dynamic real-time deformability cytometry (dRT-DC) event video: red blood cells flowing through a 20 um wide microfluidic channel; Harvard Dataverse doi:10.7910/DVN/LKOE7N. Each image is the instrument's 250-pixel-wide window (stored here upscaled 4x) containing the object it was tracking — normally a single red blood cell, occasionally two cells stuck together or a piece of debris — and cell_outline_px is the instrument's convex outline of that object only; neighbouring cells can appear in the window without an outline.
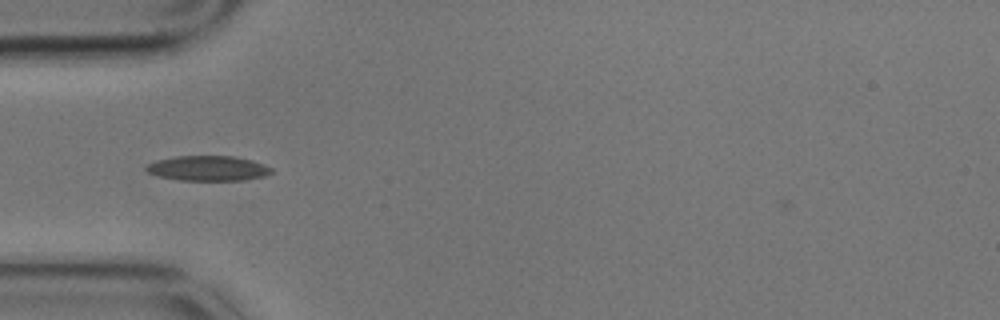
{"species": "common noctule bat (a hibernating species)", "species_latin": "Nyctalus noctula", "temperature_condition": "cold", "stored_images_in_passage": 6, "camera_frame_rate_fps": 3000, "um_per_image_px": 0.085, "animal": {"sex": "male", "body_mass_g": 17.9}, "frame": {"image": 1, "passage_image": 1, "time_ms": 0.0, "image_size_px": [1000, 320], "cell_outline_px": [[272, 172], [264, 176], [244, 180], [180, 180], [156, 176], [148, 172], [144, 168], [148, 164], [156, 160], [176, 156], [232, 156], [252, 160], [264, 164], [272, 168]], "centroid_in_image_um": [17.66, 14.3], "position_along_channel_um": 67.3, "area_um2": 18.26}}
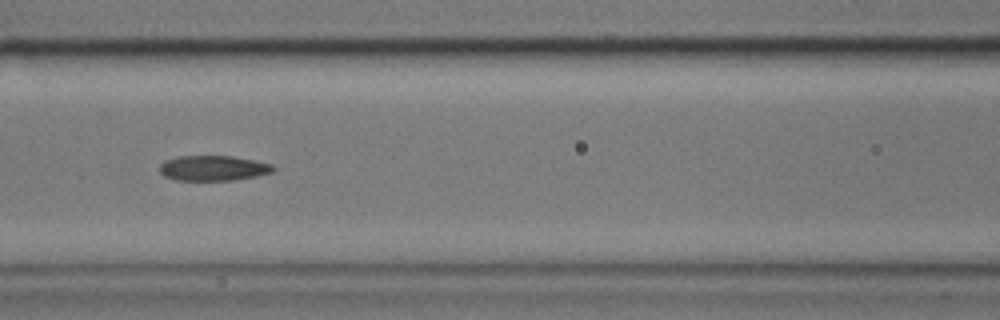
{"frame": {"image": 2, "passage_image": 3, "time_ms": 0.667, "image_size_px": [1000, 320], "cell_outline_px": [[276, 168], [272, 172], [256, 176], [236, 180], [176, 180], [164, 176], [160, 172], [160, 164], [164, 160], [176, 156], [232, 156], [256, 160], [272, 164]], "centroid_in_image_um": [18.13, 14.28], "position_along_channel_um": 148.5, "area_um2": 16.82}}
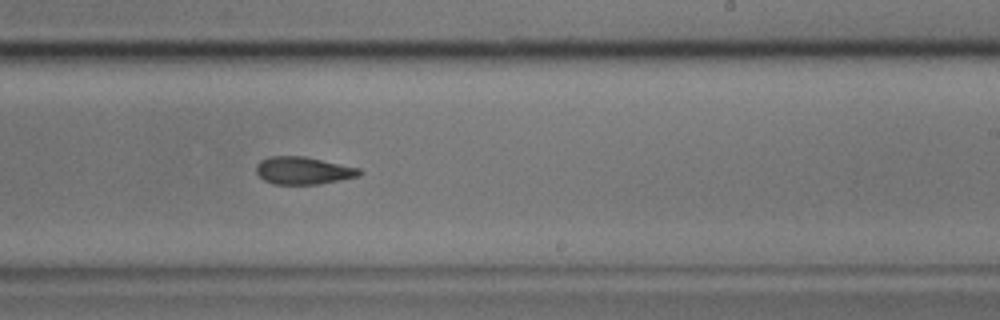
{"frame": {"image": 3, "passage_image": 6, "time_ms": 1.667, "image_size_px": [1000, 320], "cell_outline_px": [[364, 172], [360, 176], [320, 184], [272, 184], [264, 180], [256, 172], [256, 164], [260, 160], [268, 156], [304, 156], [360, 168]], "centroid_in_image_um": [25.78, 14.49], "position_along_channel_um": 263.2, "area_um2": 16.7}}